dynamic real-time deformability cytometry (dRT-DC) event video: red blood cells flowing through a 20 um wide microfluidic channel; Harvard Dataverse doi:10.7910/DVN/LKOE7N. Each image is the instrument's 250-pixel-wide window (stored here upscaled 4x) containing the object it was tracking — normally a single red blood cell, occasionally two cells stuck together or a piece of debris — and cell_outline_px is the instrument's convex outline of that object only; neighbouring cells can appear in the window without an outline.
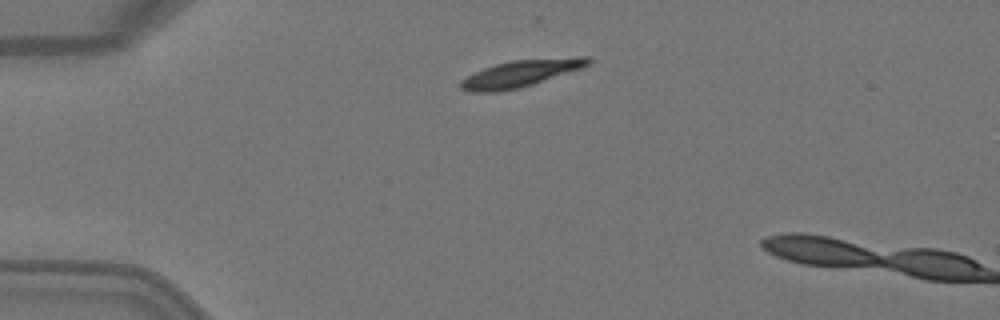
{"species": "Egyptian fruit bat (a non-hibernating species)", "species_latin": "Rousettus aegyptiacus", "temperature_condition": "warm", "stored_images_in_passage": 2, "camera_frame_rate_fps": 3000, "um_per_image_px": 0.085, "animal": {"sex": "female"}, "frame": {"image": 1, "passage_image": 1, "time_ms": 0.0, "image_size_px": [1000, 320], "cell_outline_px": [[592, 60], [588, 64], [580, 68], [520, 88], [496, 92], [468, 92], [460, 88], [460, 80], [484, 68], [496, 64], [512, 60], [576, 56], [588, 56]], "centroid_in_image_um": [44.24, 6.24], "position_along_channel_um": 40.8, "area_um2": 19.77}}